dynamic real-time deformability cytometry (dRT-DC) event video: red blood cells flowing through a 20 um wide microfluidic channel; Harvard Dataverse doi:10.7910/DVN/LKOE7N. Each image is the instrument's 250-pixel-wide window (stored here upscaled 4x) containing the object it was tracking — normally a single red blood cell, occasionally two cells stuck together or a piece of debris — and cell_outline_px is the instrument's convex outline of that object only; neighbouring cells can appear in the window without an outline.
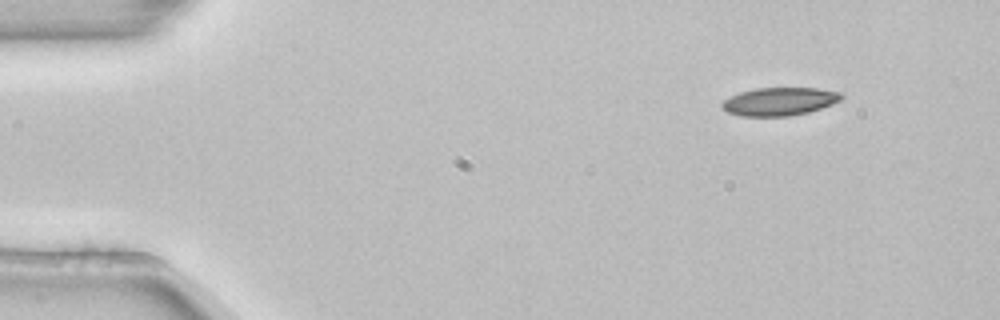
{"species": "common noctule bat (a hibernating species)", "species_latin": "Nyctalus noctula", "temperature_condition": "room temperature", "stored_images_in_passage": 4, "camera_frame_rate_fps": 3000, "um_per_image_px": 0.085, "animal": {"sex": "female", "body_mass_g": 22.7, "forearm_length_mm": 54.2}, "frame": {"image": 1, "passage_image": 1, "time_ms": 0.0, "image_size_px": [1000, 320], "cell_outline_px": [[844, 96], [840, 100], [832, 104], [808, 112], [788, 116], [740, 116], [728, 112], [720, 104], [724, 100], [740, 92], [756, 88], [816, 88], [840, 92]], "centroid_in_image_um": [66.26, 8.62], "position_along_channel_um": 18.7, "area_um2": 19.36}}
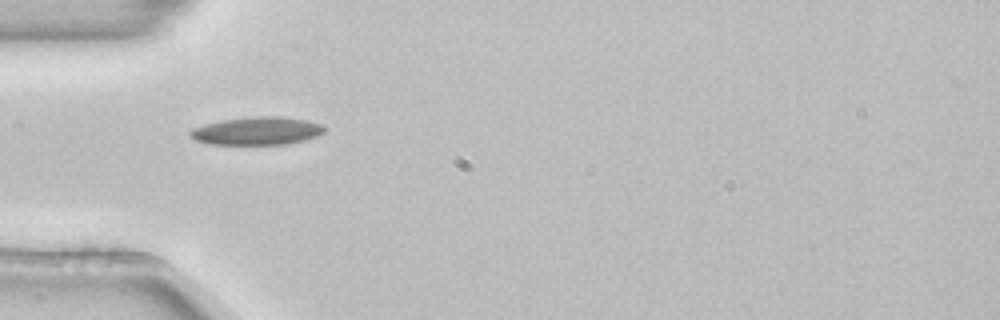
{"frame": {"image": 2, "passage_image": 3, "time_ms": 0.667, "image_size_px": [1000, 320], "cell_outline_px": [[324, 132], [320, 136], [288, 144], [208, 144], [196, 140], [188, 132], [192, 128], [204, 124], [220, 120], [252, 116], [280, 116], [304, 120], [320, 124], [324, 128]], "centroid_in_image_um": [21.83, 11.12], "position_along_channel_um": 63.2, "area_um2": 21.91}}